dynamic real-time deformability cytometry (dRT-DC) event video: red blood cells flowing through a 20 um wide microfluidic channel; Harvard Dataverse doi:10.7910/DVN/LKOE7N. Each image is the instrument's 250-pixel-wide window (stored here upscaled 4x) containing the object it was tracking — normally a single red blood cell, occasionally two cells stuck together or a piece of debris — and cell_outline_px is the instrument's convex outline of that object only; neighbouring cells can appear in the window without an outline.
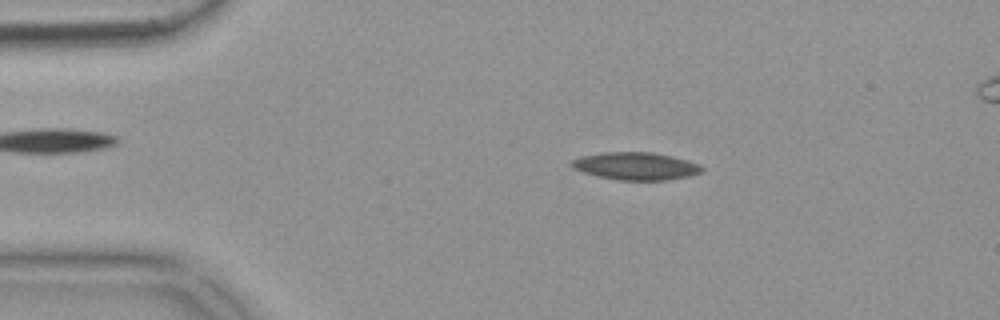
{"species": "common noctule bat (a hibernating species)", "species_latin": "Nyctalus noctula", "temperature_condition": "warm", "stored_images_in_passage": 55, "segment_of_instrument_passage": [1, 2], "camera_frame_rate_fps": 3000, "um_per_image_px": 0.085, "animal": {"sex": "female", "body_mass_g": 18.4}, "frame": {"image": 1, "passage_image": 9, "time_ms": 2.667, "image_size_px": [1000, 320], "cell_outline_px": [[704, 172], [688, 176], [668, 180], [616, 180], [584, 172], [572, 168], [568, 164], [572, 160], [580, 156], [604, 152], [652, 152], [672, 156], [696, 164], [704, 168]], "centroid_in_image_um": [54.01, 14.11], "position_along_channel_um": 31.0, "area_um2": 20.87}}
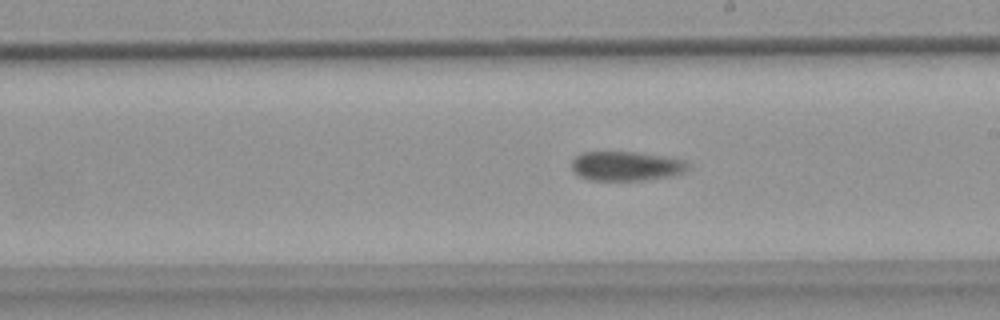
{"frame": {"image": 2, "passage_image": 30, "time_ms": 9.667, "image_size_px": [1000, 320], "cell_outline_px": [[688, 168], [684, 172], [672, 176], [644, 180], [588, 180], [580, 176], [572, 168], [572, 160], [580, 152], [636, 152], [680, 160], [688, 164]], "centroid_in_image_um": [53.17, 14.12], "position_along_channel_um": 235.8, "area_um2": 19.59}}
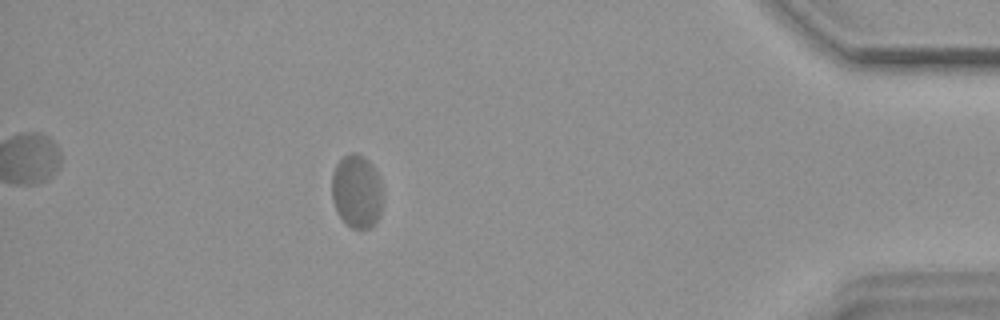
{"frame": {"image": 3, "passage_image": 48, "time_ms": 15.667, "image_size_px": [1000, 320], "cell_outline_px": [[380, 216], [368, 228], [352, 228], [340, 216], [332, 200], [332, 176], [336, 164], [344, 156], [352, 152], [364, 156], [376, 168], [380, 176]], "centroid_in_image_um": [30.31, 16.22], "position_along_channel_um": 404.9, "area_um2": 21.44}}